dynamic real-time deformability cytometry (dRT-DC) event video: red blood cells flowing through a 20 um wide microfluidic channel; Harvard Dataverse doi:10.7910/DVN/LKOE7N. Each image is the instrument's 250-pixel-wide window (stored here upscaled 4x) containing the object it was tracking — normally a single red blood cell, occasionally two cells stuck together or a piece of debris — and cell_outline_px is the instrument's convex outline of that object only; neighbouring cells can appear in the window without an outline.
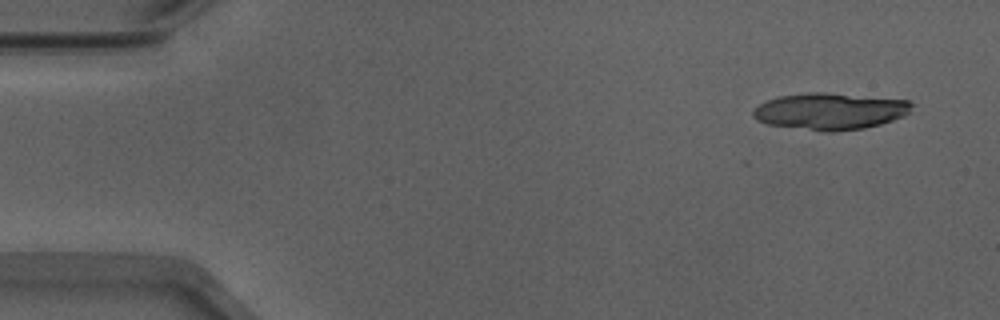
{"species": "Egyptian fruit bat (a non-hibernating species)", "species_latin": "Rousettus aegyptiacus", "temperature_condition": "warm", "stored_images_in_passage": 6, "camera_frame_rate_fps": 3000, "um_per_image_px": 0.085, "animal": {"sex": "male"}, "frame": {"image": 1, "passage_image": 1, "time_ms": 0.0, "image_size_px": [1000, 320], "cell_outline_px": [[916, 104], [904, 116], [880, 124], [864, 128], [832, 132], [824, 132], [768, 124], [756, 120], [752, 116], [752, 112], [760, 104], [776, 96], [808, 92], [824, 92], [908, 100]], "centroid_in_image_um": [70.56, 9.45], "position_along_channel_um": 14.4, "area_um2": 34.04}}